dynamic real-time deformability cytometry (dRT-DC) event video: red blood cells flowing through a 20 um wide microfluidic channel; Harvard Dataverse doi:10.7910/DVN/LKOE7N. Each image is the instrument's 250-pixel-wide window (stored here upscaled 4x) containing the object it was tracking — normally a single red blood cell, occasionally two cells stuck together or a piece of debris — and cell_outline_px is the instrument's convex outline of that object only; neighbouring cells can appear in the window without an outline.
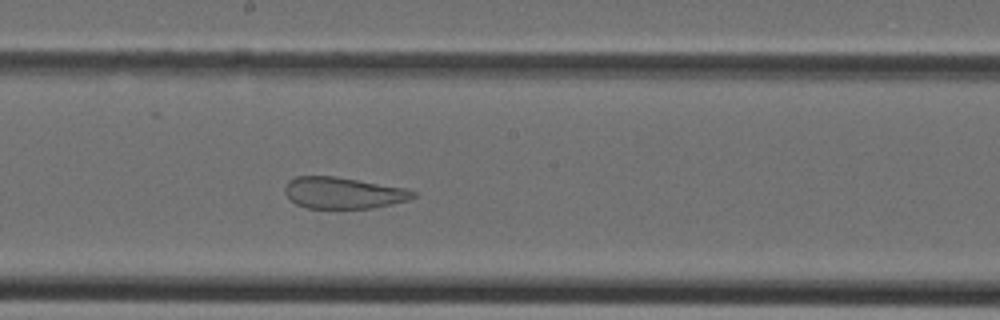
{"species": "Egyptian fruit bat (a non-hibernating species)", "species_latin": "Rousettus aegyptiacus", "temperature_condition": "cold", "stored_images_in_passage": 37, "camera_frame_rate_fps": 3000, "um_per_image_px": 0.085, "animal": {"sex": "female"}, "frame": {"image": 1, "passage_image": 19, "time_ms": 6.0, "image_size_px": [1000, 320], "cell_outline_px": [[416, 196], [408, 200], [392, 204], [372, 208], [308, 208], [296, 204], [284, 192], [284, 188], [288, 180], [296, 176], [336, 176], [404, 188], [416, 192]], "centroid_in_image_um": [29.16, 16.39], "position_along_channel_um": 219.0, "area_um2": 23.41}}
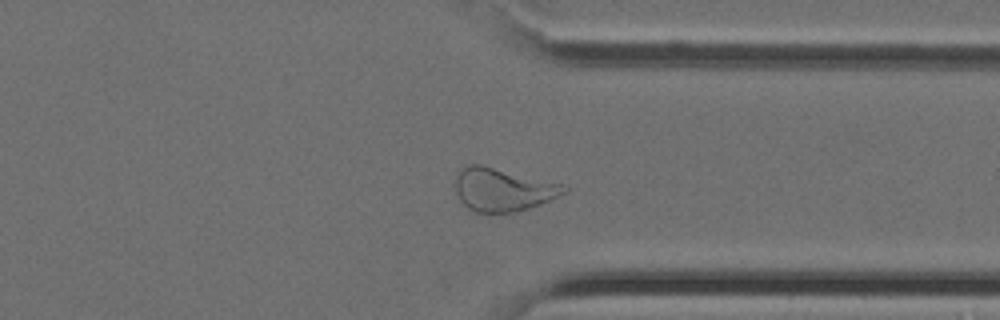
{"frame": {"image": 2, "passage_image": 28, "time_ms": 9.0, "image_size_px": [1000, 320], "cell_outline_px": [[568, 188], [560, 196], [528, 208], [516, 212], [476, 212], [468, 208], [460, 200], [456, 192], [456, 176], [468, 164], [480, 164], [568, 184]], "centroid_in_image_um": [42.79, 16.1], "position_along_channel_um": 368.6, "area_um2": 27.28}}
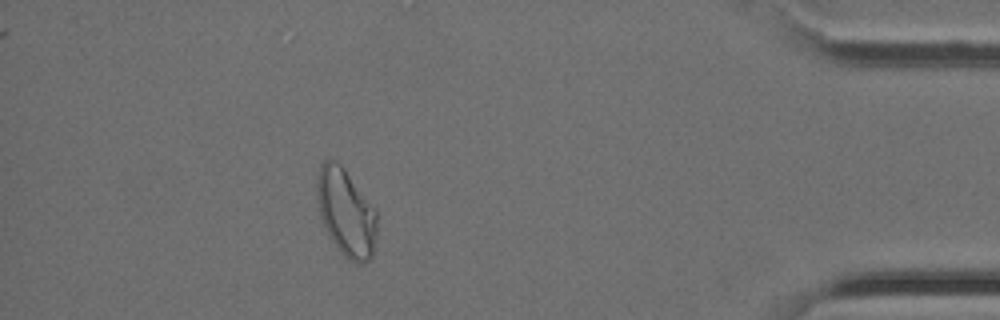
{"frame": {"image": 3, "passage_image": 33, "time_ms": 10.667, "image_size_px": [1000, 320], "cell_outline_px": [[376, 236], [372, 256], [364, 264], [356, 264], [348, 260], [340, 252], [328, 236], [320, 216], [316, 192], [316, 176], [320, 164], [324, 160], [336, 160], [344, 168], [376, 208]], "centroid_in_image_um": [29.4, 18.06], "position_along_channel_um": 405.8, "area_um2": 31.04}}